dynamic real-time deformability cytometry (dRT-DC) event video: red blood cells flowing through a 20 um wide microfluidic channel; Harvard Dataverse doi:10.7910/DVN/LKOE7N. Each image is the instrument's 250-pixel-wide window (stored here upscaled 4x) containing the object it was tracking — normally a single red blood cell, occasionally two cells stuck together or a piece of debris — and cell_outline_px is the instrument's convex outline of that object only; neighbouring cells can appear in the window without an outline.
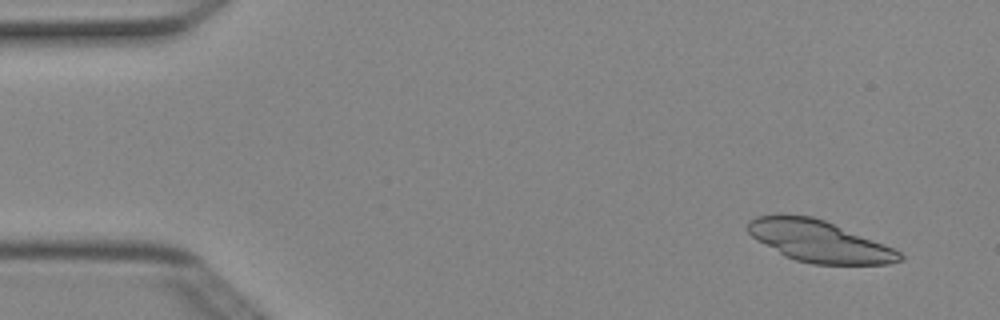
{"species": "Egyptian fruit bat (a non-hibernating species)", "species_latin": "Rousettus aegyptiacus", "temperature_condition": "cold", "stored_images_in_passage": 4, "camera_frame_rate_fps": 3000, "um_per_image_px": 0.085, "animal": {"sex": "female"}, "frame": {"image": 1, "passage_image": 1, "time_ms": 0.0, "image_size_px": [1000, 320], "cell_outline_px": [[904, 260], [888, 264], [812, 264], [796, 260], [784, 256], [756, 240], [748, 232], [748, 220], [756, 216], [776, 212], [812, 216], [824, 220], [892, 248], [900, 252], [904, 256]], "centroid_in_image_um": [69.54, 20.48], "position_along_channel_um": 15.5, "area_um2": 36.88}}